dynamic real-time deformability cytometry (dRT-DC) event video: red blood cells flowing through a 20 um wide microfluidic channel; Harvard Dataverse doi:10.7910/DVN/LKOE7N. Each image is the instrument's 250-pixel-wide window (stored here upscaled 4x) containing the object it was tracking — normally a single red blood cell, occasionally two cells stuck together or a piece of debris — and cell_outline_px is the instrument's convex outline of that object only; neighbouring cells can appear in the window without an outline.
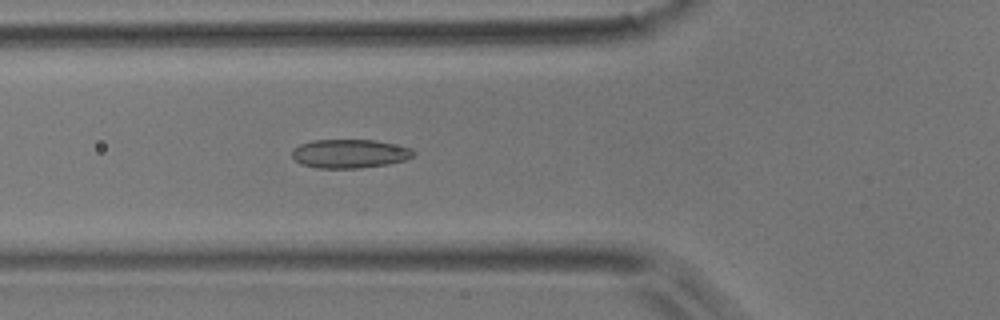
{"species": "common noctule bat (a hibernating species)", "species_latin": "Nyctalus noctula", "temperature_condition": "room temperature", "stored_images_in_passage": 50, "camera_frame_rate_fps": 3000, "um_per_image_px": 0.085, "animal": {"sex": "male", "body_mass_g": 17.9}, "frame": {"image": 1, "passage_image": 18, "time_ms": 5.667, "image_size_px": [1000, 320], "cell_outline_px": [[416, 152], [408, 160], [388, 164], [360, 168], [316, 168], [300, 164], [292, 156], [292, 148], [300, 144], [312, 140], [372, 140], [412, 148]], "centroid_in_image_um": [29.71, 13.07], "position_along_channel_um": 96.1, "area_um2": 20.46}}
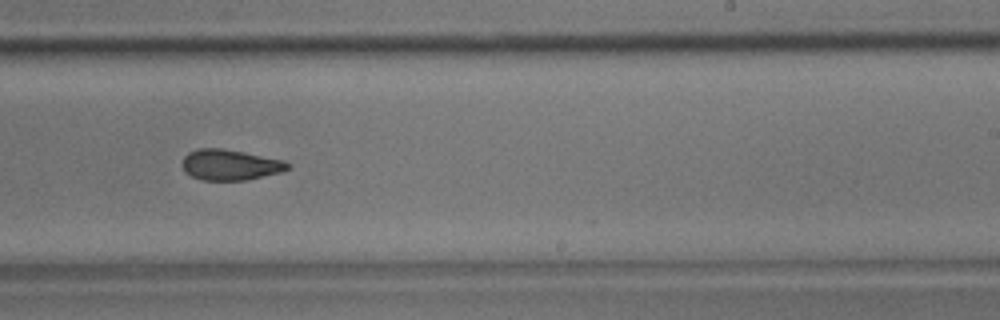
{"frame": {"image": 2, "passage_image": 31, "time_ms": 10.0, "image_size_px": [1000, 320], "cell_outline_px": [[292, 168], [280, 172], [248, 180], [200, 180], [184, 172], [184, 156], [188, 152], [196, 148], [220, 148], [244, 152], [284, 160], [292, 164]], "centroid_in_image_um": [19.59, 14.01], "position_along_channel_um": 269.4, "area_um2": 18.96}}
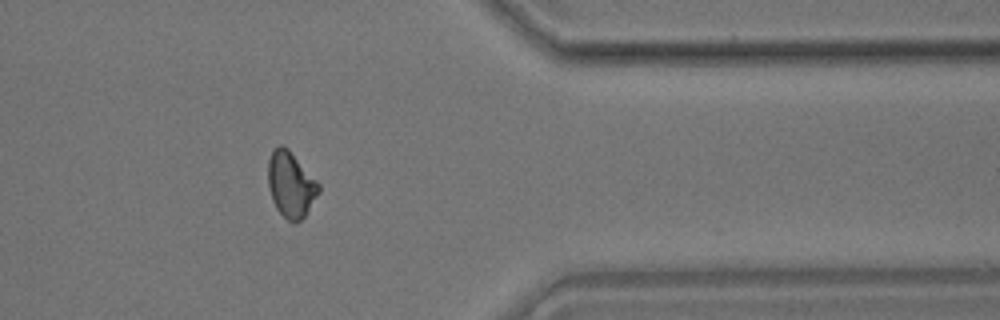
{"frame": {"image": 3, "passage_image": 41, "time_ms": 13.333, "image_size_px": [1000, 320], "cell_outline_px": [[320, 192], [304, 216], [296, 224], [292, 224], [276, 208], [272, 200], [268, 184], [268, 160], [272, 152], [280, 144], [288, 148], [320, 184]], "centroid_in_image_um": [24.72, 15.7], "position_along_channel_um": 386.7, "area_um2": 19.31}, "authors_computed_cell_mechanics": {"area_um2": 19.5364, "velocity_mm_per_s": 3.9842, "shape_relaxation_time_tau1_ms": 11.0547, "shape_relaxation_time_tau2_ms": 1.0697, "deformation_change_tau1": 0.1965, "deformation_change_tau2": 0.0542}}